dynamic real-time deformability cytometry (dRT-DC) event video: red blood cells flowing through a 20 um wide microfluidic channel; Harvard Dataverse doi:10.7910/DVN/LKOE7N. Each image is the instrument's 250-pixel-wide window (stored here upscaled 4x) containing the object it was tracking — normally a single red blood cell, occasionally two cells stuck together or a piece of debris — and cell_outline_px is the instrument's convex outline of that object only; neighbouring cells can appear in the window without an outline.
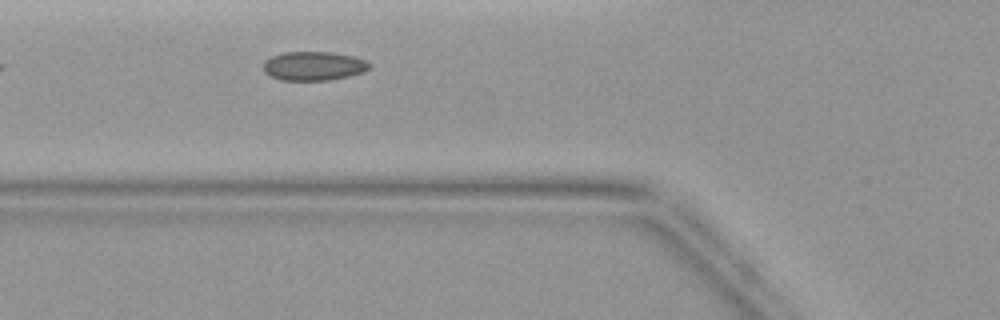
{"species": "common noctule bat (a hibernating species)", "species_latin": "Nyctalus noctula", "temperature_condition": "warm", "stored_images_in_passage": 3, "camera_frame_rate_fps": 3000, "um_per_image_px": 0.085, "animal": {"sex": "female", "body_mass_g": 19.9}, "frame": {"image": 1, "passage_image": 3, "time_ms": 3.0, "image_size_px": [1000, 320], "cell_outline_px": [[372, 64], [364, 72], [348, 76], [328, 80], [280, 80], [268, 76], [264, 72], [264, 60], [272, 56], [284, 52], [332, 52], [352, 56], [368, 60]], "centroid_in_image_um": [26.65, 5.61], "position_along_channel_um": 99.1, "area_um2": 18.03}}